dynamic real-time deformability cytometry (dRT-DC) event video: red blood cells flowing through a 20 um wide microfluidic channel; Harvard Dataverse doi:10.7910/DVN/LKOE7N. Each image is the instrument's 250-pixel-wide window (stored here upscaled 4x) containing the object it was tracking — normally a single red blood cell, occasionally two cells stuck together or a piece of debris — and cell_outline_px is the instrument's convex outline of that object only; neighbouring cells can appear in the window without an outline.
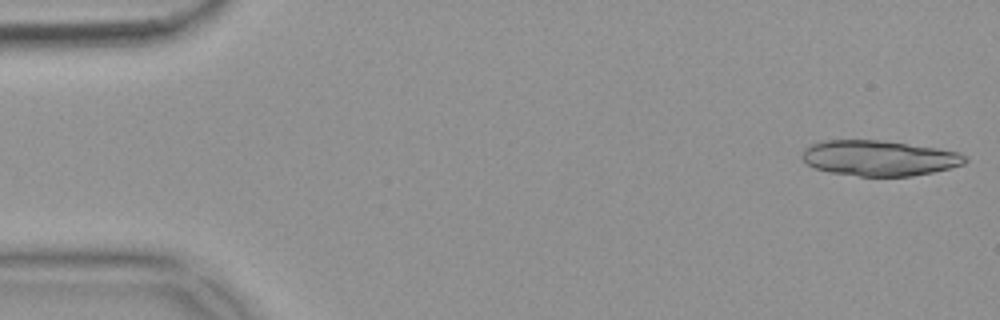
{"species": "common noctule bat (a hibernating species)", "species_latin": "Nyctalus noctula", "temperature_condition": "warm", "stored_images_in_passage": 54, "segment_of_instrument_passage": [1, 2], "camera_frame_rate_fps": 3000, "um_per_image_px": 0.085, "animal": {"sex": "female", "body_mass_g": 18.4}, "frame": {"image": 1, "passage_image": 1, "time_ms": 0.0, "image_size_px": [1000, 320], "cell_outline_px": [[968, 160], [964, 164], [952, 168], [912, 176], [860, 176], [828, 172], [812, 168], [800, 156], [800, 152], [804, 148], [812, 144], [824, 140], [880, 140], [936, 148], [960, 152], [968, 156]], "centroid_in_image_um": [74.72, 13.44], "position_along_channel_um": 10.3, "area_um2": 33.93}}